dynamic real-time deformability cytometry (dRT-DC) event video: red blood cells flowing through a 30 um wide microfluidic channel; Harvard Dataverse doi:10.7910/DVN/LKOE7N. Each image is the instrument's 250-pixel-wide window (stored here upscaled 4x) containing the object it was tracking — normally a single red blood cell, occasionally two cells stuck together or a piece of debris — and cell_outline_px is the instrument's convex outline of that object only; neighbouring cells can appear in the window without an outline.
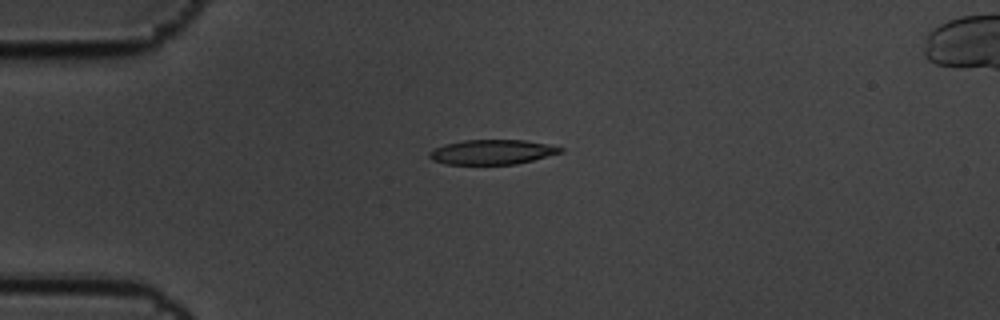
{"species": "common noctule bat (a hibernating species)", "species_latin": "Nyctalus noctula", "temperature_condition": "cold", "stored_images_in_passage": 6, "camera_frame_rate_fps": 3000, "um_per_image_px": 0.085, "animal": {"sex": "male", "body_mass_g": 19.5, "forearm_length_mm": 54.6}, "frame": {"image": 1, "passage_image": 4, "time_ms": 1.0, "image_size_px": [1000, 320], "cell_outline_px": [[564, 152], [516, 164], [444, 164], [432, 160], [428, 156], [428, 152], [444, 144], [464, 140], [524, 140], [548, 144], [564, 148]], "centroid_in_image_um": [41.83, 12.92], "position_along_channel_um": 43.2, "area_um2": 18.9}}
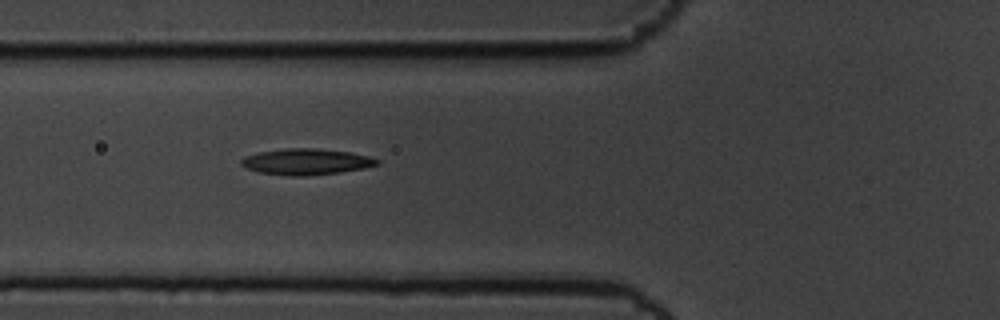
{"frame": {"image": 2, "passage_image": 6, "time_ms": 1.667, "image_size_px": [1000, 320], "cell_outline_px": [[380, 164], [364, 168], [340, 172], [304, 176], [292, 176], [256, 172], [244, 168], [240, 164], [240, 160], [244, 156], [260, 152], [288, 148], [316, 148], [348, 152], [368, 156], [380, 160]], "centroid_in_image_um": [25.99, 13.75], "position_along_channel_um": 99.8, "area_um2": 20.69}}